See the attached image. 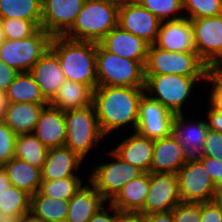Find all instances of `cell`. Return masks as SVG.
Instances as JSON below:
<instances>
[{"instance_id": "cell-40", "label": "cell", "mask_w": 222, "mask_h": 222, "mask_svg": "<svg viewBox=\"0 0 222 222\" xmlns=\"http://www.w3.org/2000/svg\"><path fill=\"white\" fill-rule=\"evenodd\" d=\"M174 222H200V203L180 202L172 209Z\"/></svg>"}, {"instance_id": "cell-51", "label": "cell", "mask_w": 222, "mask_h": 222, "mask_svg": "<svg viewBox=\"0 0 222 222\" xmlns=\"http://www.w3.org/2000/svg\"><path fill=\"white\" fill-rule=\"evenodd\" d=\"M6 105H7V101H6L5 92L0 90V120L3 117Z\"/></svg>"}, {"instance_id": "cell-22", "label": "cell", "mask_w": 222, "mask_h": 222, "mask_svg": "<svg viewBox=\"0 0 222 222\" xmlns=\"http://www.w3.org/2000/svg\"><path fill=\"white\" fill-rule=\"evenodd\" d=\"M33 134L49 149L65 145L66 120L64 112L47 105L40 113Z\"/></svg>"}, {"instance_id": "cell-16", "label": "cell", "mask_w": 222, "mask_h": 222, "mask_svg": "<svg viewBox=\"0 0 222 222\" xmlns=\"http://www.w3.org/2000/svg\"><path fill=\"white\" fill-rule=\"evenodd\" d=\"M154 45L172 52L196 51L190 19L162 21Z\"/></svg>"}, {"instance_id": "cell-37", "label": "cell", "mask_w": 222, "mask_h": 222, "mask_svg": "<svg viewBox=\"0 0 222 222\" xmlns=\"http://www.w3.org/2000/svg\"><path fill=\"white\" fill-rule=\"evenodd\" d=\"M5 39H25L34 34L39 28L30 20L7 18L1 19Z\"/></svg>"}, {"instance_id": "cell-43", "label": "cell", "mask_w": 222, "mask_h": 222, "mask_svg": "<svg viewBox=\"0 0 222 222\" xmlns=\"http://www.w3.org/2000/svg\"><path fill=\"white\" fill-rule=\"evenodd\" d=\"M200 222H222V212L212 201L200 203Z\"/></svg>"}, {"instance_id": "cell-52", "label": "cell", "mask_w": 222, "mask_h": 222, "mask_svg": "<svg viewBox=\"0 0 222 222\" xmlns=\"http://www.w3.org/2000/svg\"><path fill=\"white\" fill-rule=\"evenodd\" d=\"M18 222H44L41 219L33 217L31 214H26Z\"/></svg>"}, {"instance_id": "cell-36", "label": "cell", "mask_w": 222, "mask_h": 222, "mask_svg": "<svg viewBox=\"0 0 222 222\" xmlns=\"http://www.w3.org/2000/svg\"><path fill=\"white\" fill-rule=\"evenodd\" d=\"M182 1H183L184 16L185 18L188 19L213 17L222 14V0H182Z\"/></svg>"}, {"instance_id": "cell-44", "label": "cell", "mask_w": 222, "mask_h": 222, "mask_svg": "<svg viewBox=\"0 0 222 222\" xmlns=\"http://www.w3.org/2000/svg\"><path fill=\"white\" fill-rule=\"evenodd\" d=\"M107 206L109 207L107 208ZM109 211H112V213ZM88 222H119V210L108 202V204L100 208Z\"/></svg>"}, {"instance_id": "cell-38", "label": "cell", "mask_w": 222, "mask_h": 222, "mask_svg": "<svg viewBox=\"0 0 222 222\" xmlns=\"http://www.w3.org/2000/svg\"><path fill=\"white\" fill-rule=\"evenodd\" d=\"M16 134L0 120V166L15 156Z\"/></svg>"}, {"instance_id": "cell-55", "label": "cell", "mask_w": 222, "mask_h": 222, "mask_svg": "<svg viewBox=\"0 0 222 222\" xmlns=\"http://www.w3.org/2000/svg\"><path fill=\"white\" fill-rule=\"evenodd\" d=\"M0 222H11V221L3 219V218H0Z\"/></svg>"}, {"instance_id": "cell-15", "label": "cell", "mask_w": 222, "mask_h": 222, "mask_svg": "<svg viewBox=\"0 0 222 222\" xmlns=\"http://www.w3.org/2000/svg\"><path fill=\"white\" fill-rule=\"evenodd\" d=\"M85 0H42L41 26L53 36H64L73 26Z\"/></svg>"}, {"instance_id": "cell-13", "label": "cell", "mask_w": 222, "mask_h": 222, "mask_svg": "<svg viewBox=\"0 0 222 222\" xmlns=\"http://www.w3.org/2000/svg\"><path fill=\"white\" fill-rule=\"evenodd\" d=\"M160 25L161 21L137 0L119 5L118 26L144 39L150 45L155 43Z\"/></svg>"}, {"instance_id": "cell-50", "label": "cell", "mask_w": 222, "mask_h": 222, "mask_svg": "<svg viewBox=\"0 0 222 222\" xmlns=\"http://www.w3.org/2000/svg\"><path fill=\"white\" fill-rule=\"evenodd\" d=\"M11 186L7 173L3 166H0V192Z\"/></svg>"}, {"instance_id": "cell-25", "label": "cell", "mask_w": 222, "mask_h": 222, "mask_svg": "<svg viewBox=\"0 0 222 222\" xmlns=\"http://www.w3.org/2000/svg\"><path fill=\"white\" fill-rule=\"evenodd\" d=\"M49 103H7L1 120L16 135L33 133L40 113Z\"/></svg>"}, {"instance_id": "cell-8", "label": "cell", "mask_w": 222, "mask_h": 222, "mask_svg": "<svg viewBox=\"0 0 222 222\" xmlns=\"http://www.w3.org/2000/svg\"><path fill=\"white\" fill-rule=\"evenodd\" d=\"M52 36L43 28L25 39H5L0 45V60L18 72H30L50 48Z\"/></svg>"}, {"instance_id": "cell-45", "label": "cell", "mask_w": 222, "mask_h": 222, "mask_svg": "<svg viewBox=\"0 0 222 222\" xmlns=\"http://www.w3.org/2000/svg\"><path fill=\"white\" fill-rule=\"evenodd\" d=\"M19 72L0 60V90L5 92Z\"/></svg>"}, {"instance_id": "cell-30", "label": "cell", "mask_w": 222, "mask_h": 222, "mask_svg": "<svg viewBox=\"0 0 222 222\" xmlns=\"http://www.w3.org/2000/svg\"><path fill=\"white\" fill-rule=\"evenodd\" d=\"M68 208L69 200L51 198L40 191L30 197L29 214L44 222H65Z\"/></svg>"}, {"instance_id": "cell-49", "label": "cell", "mask_w": 222, "mask_h": 222, "mask_svg": "<svg viewBox=\"0 0 222 222\" xmlns=\"http://www.w3.org/2000/svg\"><path fill=\"white\" fill-rule=\"evenodd\" d=\"M212 202L222 212V185H218V186L215 187Z\"/></svg>"}, {"instance_id": "cell-39", "label": "cell", "mask_w": 222, "mask_h": 222, "mask_svg": "<svg viewBox=\"0 0 222 222\" xmlns=\"http://www.w3.org/2000/svg\"><path fill=\"white\" fill-rule=\"evenodd\" d=\"M211 86L210 88V95L209 97V104L215 109L222 110V73L218 69H210L205 83Z\"/></svg>"}, {"instance_id": "cell-31", "label": "cell", "mask_w": 222, "mask_h": 222, "mask_svg": "<svg viewBox=\"0 0 222 222\" xmlns=\"http://www.w3.org/2000/svg\"><path fill=\"white\" fill-rule=\"evenodd\" d=\"M30 197L26 191L13 185L0 192V218L18 222L30 212Z\"/></svg>"}, {"instance_id": "cell-19", "label": "cell", "mask_w": 222, "mask_h": 222, "mask_svg": "<svg viewBox=\"0 0 222 222\" xmlns=\"http://www.w3.org/2000/svg\"><path fill=\"white\" fill-rule=\"evenodd\" d=\"M184 115H175L172 134L187 152L189 158H198L203 154V147L209 128L206 119L187 121Z\"/></svg>"}, {"instance_id": "cell-2", "label": "cell", "mask_w": 222, "mask_h": 222, "mask_svg": "<svg viewBox=\"0 0 222 222\" xmlns=\"http://www.w3.org/2000/svg\"><path fill=\"white\" fill-rule=\"evenodd\" d=\"M50 49L56 54L67 80L98 86L96 72V43L53 36Z\"/></svg>"}, {"instance_id": "cell-28", "label": "cell", "mask_w": 222, "mask_h": 222, "mask_svg": "<svg viewBox=\"0 0 222 222\" xmlns=\"http://www.w3.org/2000/svg\"><path fill=\"white\" fill-rule=\"evenodd\" d=\"M11 185L33 195L39 191L42 181L41 169L14 157L3 165Z\"/></svg>"}, {"instance_id": "cell-10", "label": "cell", "mask_w": 222, "mask_h": 222, "mask_svg": "<svg viewBox=\"0 0 222 222\" xmlns=\"http://www.w3.org/2000/svg\"><path fill=\"white\" fill-rule=\"evenodd\" d=\"M181 202H211L215 184L198 158H189L176 173Z\"/></svg>"}, {"instance_id": "cell-9", "label": "cell", "mask_w": 222, "mask_h": 222, "mask_svg": "<svg viewBox=\"0 0 222 222\" xmlns=\"http://www.w3.org/2000/svg\"><path fill=\"white\" fill-rule=\"evenodd\" d=\"M107 154L114 160L97 166L94 165L89 171L88 182L107 202H110L126 183L144 172L121 159L112 149Z\"/></svg>"}, {"instance_id": "cell-23", "label": "cell", "mask_w": 222, "mask_h": 222, "mask_svg": "<svg viewBox=\"0 0 222 222\" xmlns=\"http://www.w3.org/2000/svg\"><path fill=\"white\" fill-rule=\"evenodd\" d=\"M112 150L124 161L138 167L144 173L150 172L154 140L138 134L136 131L131 136L124 138Z\"/></svg>"}, {"instance_id": "cell-26", "label": "cell", "mask_w": 222, "mask_h": 222, "mask_svg": "<svg viewBox=\"0 0 222 222\" xmlns=\"http://www.w3.org/2000/svg\"><path fill=\"white\" fill-rule=\"evenodd\" d=\"M150 189V172L126 183L109 202L120 212H139L146 201Z\"/></svg>"}, {"instance_id": "cell-18", "label": "cell", "mask_w": 222, "mask_h": 222, "mask_svg": "<svg viewBox=\"0 0 222 222\" xmlns=\"http://www.w3.org/2000/svg\"><path fill=\"white\" fill-rule=\"evenodd\" d=\"M188 159L187 152L173 134L156 139L150 172L176 174Z\"/></svg>"}, {"instance_id": "cell-41", "label": "cell", "mask_w": 222, "mask_h": 222, "mask_svg": "<svg viewBox=\"0 0 222 222\" xmlns=\"http://www.w3.org/2000/svg\"><path fill=\"white\" fill-rule=\"evenodd\" d=\"M200 157H210L222 160V133L209 129L203 147V154Z\"/></svg>"}, {"instance_id": "cell-21", "label": "cell", "mask_w": 222, "mask_h": 222, "mask_svg": "<svg viewBox=\"0 0 222 222\" xmlns=\"http://www.w3.org/2000/svg\"><path fill=\"white\" fill-rule=\"evenodd\" d=\"M30 73L48 102L55 97L66 79L56 54L50 48L35 63Z\"/></svg>"}, {"instance_id": "cell-11", "label": "cell", "mask_w": 222, "mask_h": 222, "mask_svg": "<svg viewBox=\"0 0 222 222\" xmlns=\"http://www.w3.org/2000/svg\"><path fill=\"white\" fill-rule=\"evenodd\" d=\"M195 49L210 69L222 65V14L190 19Z\"/></svg>"}, {"instance_id": "cell-42", "label": "cell", "mask_w": 222, "mask_h": 222, "mask_svg": "<svg viewBox=\"0 0 222 222\" xmlns=\"http://www.w3.org/2000/svg\"><path fill=\"white\" fill-rule=\"evenodd\" d=\"M198 159L205 166L215 186L222 185V160L218 161L210 157H198Z\"/></svg>"}, {"instance_id": "cell-32", "label": "cell", "mask_w": 222, "mask_h": 222, "mask_svg": "<svg viewBox=\"0 0 222 222\" xmlns=\"http://www.w3.org/2000/svg\"><path fill=\"white\" fill-rule=\"evenodd\" d=\"M41 13L42 0H0V19L30 20L40 28Z\"/></svg>"}, {"instance_id": "cell-47", "label": "cell", "mask_w": 222, "mask_h": 222, "mask_svg": "<svg viewBox=\"0 0 222 222\" xmlns=\"http://www.w3.org/2000/svg\"><path fill=\"white\" fill-rule=\"evenodd\" d=\"M119 222H147L146 215L140 212H120Z\"/></svg>"}, {"instance_id": "cell-35", "label": "cell", "mask_w": 222, "mask_h": 222, "mask_svg": "<svg viewBox=\"0 0 222 222\" xmlns=\"http://www.w3.org/2000/svg\"><path fill=\"white\" fill-rule=\"evenodd\" d=\"M161 22L181 19L184 16L182 0H137Z\"/></svg>"}, {"instance_id": "cell-3", "label": "cell", "mask_w": 222, "mask_h": 222, "mask_svg": "<svg viewBox=\"0 0 222 222\" xmlns=\"http://www.w3.org/2000/svg\"><path fill=\"white\" fill-rule=\"evenodd\" d=\"M119 4L108 0H85L72 28L64 35L72 40L99 43L118 26Z\"/></svg>"}, {"instance_id": "cell-5", "label": "cell", "mask_w": 222, "mask_h": 222, "mask_svg": "<svg viewBox=\"0 0 222 222\" xmlns=\"http://www.w3.org/2000/svg\"><path fill=\"white\" fill-rule=\"evenodd\" d=\"M206 77H187L176 74L145 75V93L167 107L173 114H184L185 102L197 81L205 83Z\"/></svg>"}, {"instance_id": "cell-6", "label": "cell", "mask_w": 222, "mask_h": 222, "mask_svg": "<svg viewBox=\"0 0 222 222\" xmlns=\"http://www.w3.org/2000/svg\"><path fill=\"white\" fill-rule=\"evenodd\" d=\"M210 68L196 51L172 52L149 46L145 75L176 74L187 77H206Z\"/></svg>"}, {"instance_id": "cell-53", "label": "cell", "mask_w": 222, "mask_h": 222, "mask_svg": "<svg viewBox=\"0 0 222 222\" xmlns=\"http://www.w3.org/2000/svg\"><path fill=\"white\" fill-rule=\"evenodd\" d=\"M5 41L3 26L0 19V45Z\"/></svg>"}, {"instance_id": "cell-48", "label": "cell", "mask_w": 222, "mask_h": 222, "mask_svg": "<svg viewBox=\"0 0 222 222\" xmlns=\"http://www.w3.org/2000/svg\"><path fill=\"white\" fill-rule=\"evenodd\" d=\"M147 222H174L172 210L146 215Z\"/></svg>"}, {"instance_id": "cell-14", "label": "cell", "mask_w": 222, "mask_h": 222, "mask_svg": "<svg viewBox=\"0 0 222 222\" xmlns=\"http://www.w3.org/2000/svg\"><path fill=\"white\" fill-rule=\"evenodd\" d=\"M181 202L178 178L173 173L150 172V189L143 208L144 215L167 212Z\"/></svg>"}, {"instance_id": "cell-29", "label": "cell", "mask_w": 222, "mask_h": 222, "mask_svg": "<svg viewBox=\"0 0 222 222\" xmlns=\"http://www.w3.org/2000/svg\"><path fill=\"white\" fill-rule=\"evenodd\" d=\"M5 96L7 103H49L30 72H19Z\"/></svg>"}, {"instance_id": "cell-27", "label": "cell", "mask_w": 222, "mask_h": 222, "mask_svg": "<svg viewBox=\"0 0 222 222\" xmlns=\"http://www.w3.org/2000/svg\"><path fill=\"white\" fill-rule=\"evenodd\" d=\"M92 101L93 89L89 85L65 79L49 105L66 112L91 106Z\"/></svg>"}, {"instance_id": "cell-56", "label": "cell", "mask_w": 222, "mask_h": 222, "mask_svg": "<svg viewBox=\"0 0 222 222\" xmlns=\"http://www.w3.org/2000/svg\"><path fill=\"white\" fill-rule=\"evenodd\" d=\"M222 73V65L217 68Z\"/></svg>"}, {"instance_id": "cell-54", "label": "cell", "mask_w": 222, "mask_h": 222, "mask_svg": "<svg viewBox=\"0 0 222 222\" xmlns=\"http://www.w3.org/2000/svg\"><path fill=\"white\" fill-rule=\"evenodd\" d=\"M108 1H111V2H114V3H117V4H123V3H125V2H127V1H131V0H108Z\"/></svg>"}, {"instance_id": "cell-17", "label": "cell", "mask_w": 222, "mask_h": 222, "mask_svg": "<svg viewBox=\"0 0 222 222\" xmlns=\"http://www.w3.org/2000/svg\"><path fill=\"white\" fill-rule=\"evenodd\" d=\"M99 44L108 52L136 61H147L150 44L134 34L113 28Z\"/></svg>"}, {"instance_id": "cell-34", "label": "cell", "mask_w": 222, "mask_h": 222, "mask_svg": "<svg viewBox=\"0 0 222 222\" xmlns=\"http://www.w3.org/2000/svg\"><path fill=\"white\" fill-rule=\"evenodd\" d=\"M83 184L82 178L80 177L42 180L39 191L43 195L51 198L70 200Z\"/></svg>"}, {"instance_id": "cell-12", "label": "cell", "mask_w": 222, "mask_h": 222, "mask_svg": "<svg viewBox=\"0 0 222 222\" xmlns=\"http://www.w3.org/2000/svg\"><path fill=\"white\" fill-rule=\"evenodd\" d=\"M174 118L167 107L144 93L139 101L136 132L153 140L170 136Z\"/></svg>"}, {"instance_id": "cell-46", "label": "cell", "mask_w": 222, "mask_h": 222, "mask_svg": "<svg viewBox=\"0 0 222 222\" xmlns=\"http://www.w3.org/2000/svg\"><path fill=\"white\" fill-rule=\"evenodd\" d=\"M207 109L206 122L208 128L222 133V110L215 109L211 105Z\"/></svg>"}, {"instance_id": "cell-4", "label": "cell", "mask_w": 222, "mask_h": 222, "mask_svg": "<svg viewBox=\"0 0 222 222\" xmlns=\"http://www.w3.org/2000/svg\"><path fill=\"white\" fill-rule=\"evenodd\" d=\"M145 64L110 53L96 43L98 86L145 87Z\"/></svg>"}, {"instance_id": "cell-1", "label": "cell", "mask_w": 222, "mask_h": 222, "mask_svg": "<svg viewBox=\"0 0 222 222\" xmlns=\"http://www.w3.org/2000/svg\"><path fill=\"white\" fill-rule=\"evenodd\" d=\"M144 93V87L97 86L93 90L92 105L106 138L128 125L136 131L139 101Z\"/></svg>"}, {"instance_id": "cell-20", "label": "cell", "mask_w": 222, "mask_h": 222, "mask_svg": "<svg viewBox=\"0 0 222 222\" xmlns=\"http://www.w3.org/2000/svg\"><path fill=\"white\" fill-rule=\"evenodd\" d=\"M83 161V158L65 145L49 148L41 169L42 180L80 177L76 175V172L80 169Z\"/></svg>"}, {"instance_id": "cell-24", "label": "cell", "mask_w": 222, "mask_h": 222, "mask_svg": "<svg viewBox=\"0 0 222 222\" xmlns=\"http://www.w3.org/2000/svg\"><path fill=\"white\" fill-rule=\"evenodd\" d=\"M105 203L108 202L90 182L84 183L69 200L65 222H88Z\"/></svg>"}, {"instance_id": "cell-7", "label": "cell", "mask_w": 222, "mask_h": 222, "mask_svg": "<svg viewBox=\"0 0 222 222\" xmlns=\"http://www.w3.org/2000/svg\"><path fill=\"white\" fill-rule=\"evenodd\" d=\"M66 120L65 146L85 159L106 137L102 134L93 105L64 112Z\"/></svg>"}, {"instance_id": "cell-33", "label": "cell", "mask_w": 222, "mask_h": 222, "mask_svg": "<svg viewBox=\"0 0 222 222\" xmlns=\"http://www.w3.org/2000/svg\"><path fill=\"white\" fill-rule=\"evenodd\" d=\"M47 152L48 148L33 133L16 136L14 157L42 169Z\"/></svg>"}]
</instances>
